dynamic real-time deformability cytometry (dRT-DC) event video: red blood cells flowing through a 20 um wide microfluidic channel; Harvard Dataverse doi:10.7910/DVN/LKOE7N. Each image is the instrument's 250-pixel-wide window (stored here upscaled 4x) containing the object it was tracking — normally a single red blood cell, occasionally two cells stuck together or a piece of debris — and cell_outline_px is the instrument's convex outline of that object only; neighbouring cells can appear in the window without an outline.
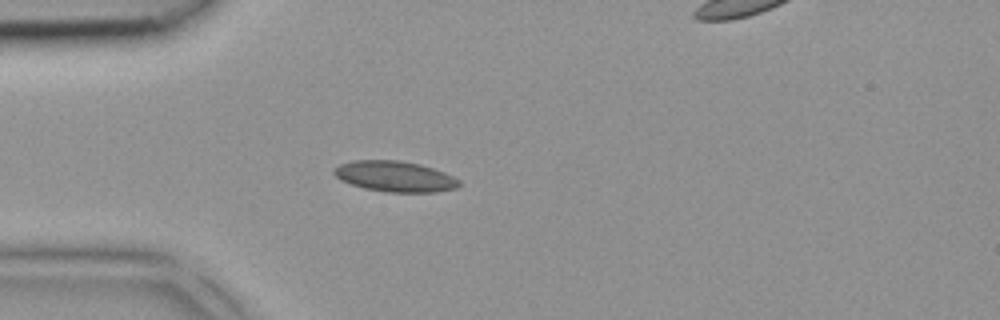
{"species": "common noctule bat (a hibernating species)", "species_latin": "Nyctalus noctula", "temperature_condition": "room temperature", "stored_images_in_passage": 33, "camera_frame_rate_fps": 3000, "um_per_image_px": 0.085, "animal": {"sex": "female", "body_mass_g": 18.4}, "frame": {"image": 1, "passage_image": 1, "time_ms": 0.0, "image_size_px": [1000, 320], "cell_outline_px": [[460, 184], [456, 188], [436, 192], [388, 192], [364, 188], [340, 180], [332, 172], [340, 164], [352, 160], [400, 160], [420, 164], [444, 172], [460, 180]], "centroid_in_image_um": [33.57, 14.99], "position_along_channel_um": 51.4, "area_um2": 22.31}}
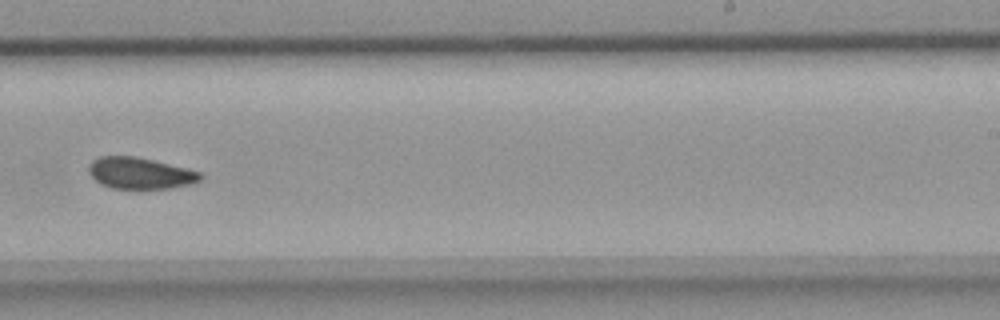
{"frame": {"image": 2, "passage_image": 16, "time_ms": 5.0, "image_size_px": [1000, 320], "cell_outline_px": [[204, 176], [200, 180], [192, 184], [172, 188], [112, 188], [100, 184], [88, 172], [88, 164], [92, 160], [100, 156], [136, 156], [200, 172]], "centroid_in_image_um": [11.88, 14.72], "position_along_channel_um": 277.1, "area_um2": 20.35}}
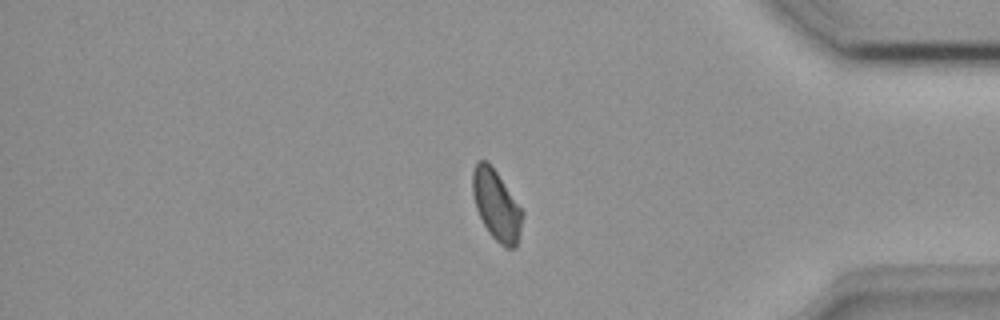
{"frame": {"image": 3, "passage_image": 25, "time_ms": 8.0, "image_size_px": [1000, 320], "cell_outline_px": [[524, 212], [516, 248], [504, 248], [488, 232], [476, 208], [472, 192], [472, 172], [476, 160], [488, 160]], "centroid_in_image_um": [42.18, 17.42], "position_along_channel_um": 393.0, "area_um2": 20.35}}